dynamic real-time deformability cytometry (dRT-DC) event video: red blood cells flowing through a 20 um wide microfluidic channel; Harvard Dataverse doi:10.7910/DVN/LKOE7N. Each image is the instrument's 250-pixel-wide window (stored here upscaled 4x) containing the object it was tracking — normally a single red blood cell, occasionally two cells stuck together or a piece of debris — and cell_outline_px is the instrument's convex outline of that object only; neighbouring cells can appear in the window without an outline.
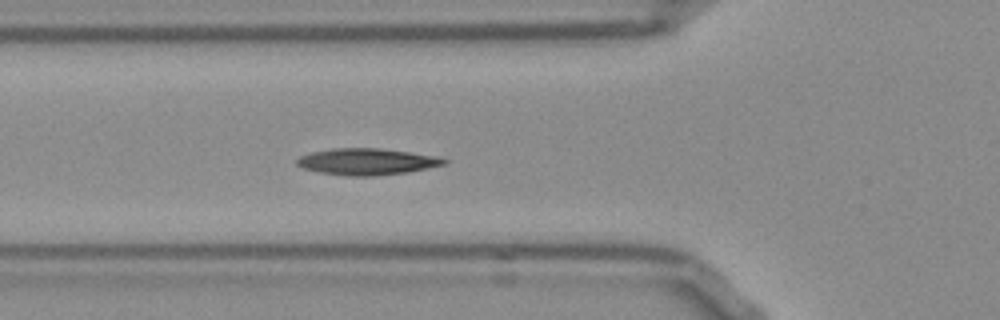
{"species": "Egyptian fruit bat (a non-hibernating species)", "species_latin": "Rousettus aegyptiacus", "temperature_condition": "room temperature", "stored_images_in_passage": 39, "camera_frame_rate_fps": 3000, "um_per_image_px": 0.085, "frame": {"image": 1, "passage_image": 17, "time_ms": 5.333, "image_size_px": [1000, 320], "cell_outline_px": [[448, 164], [408, 172], [372, 176], [348, 176], [320, 172], [304, 168], [296, 164], [296, 160], [300, 156], [312, 152], [332, 148], [380, 148], [440, 156], [448, 160]], "centroid_in_image_um": [31.24, 13.73], "position_along_channel_um": 94.6, "area_um2": 22.83}, "authors_computed_cell_mechanics": {"area_um2": 21.675, "velocity_mm_per_s": 3.7861, "shape_relaxation_time_tau1_ms": 6.244, "shape_relaxation_time_tau2_ms": 6.9908, "deformation_change_tau1": 0.16, "deformation_change_tau2": 0.1164}}